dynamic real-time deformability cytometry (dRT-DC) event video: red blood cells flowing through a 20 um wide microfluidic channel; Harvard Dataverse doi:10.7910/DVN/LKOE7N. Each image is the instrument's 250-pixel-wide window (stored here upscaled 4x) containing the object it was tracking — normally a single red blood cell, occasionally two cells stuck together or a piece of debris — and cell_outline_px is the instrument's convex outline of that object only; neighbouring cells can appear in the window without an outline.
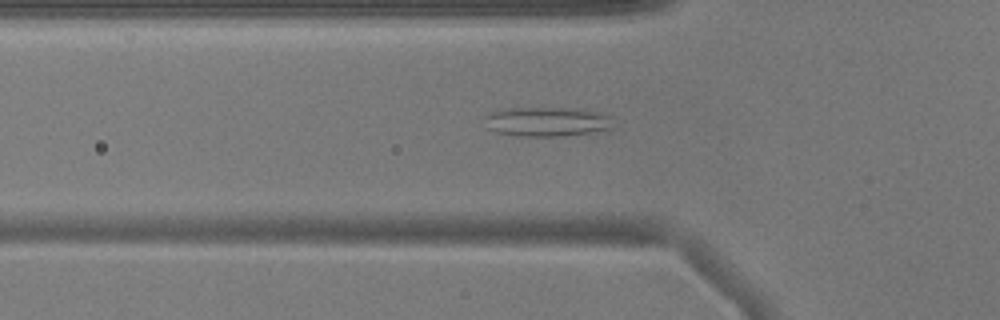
{"species": "common noctule bat (a hibernating species)", "species_latin": "Nyctalus noctula", "temperature_condition": "warm", "stored_images_in_passage": 33, "camera_frame_rate_fps": 3000, "um_per_image_px": 0.085, "animal": {"sex": "male", "body_mass_g": 17.9}, "frame": {"image": 1, "passage_image": 10, "time_ms": 3.0, "image_size_px": [1000, 320], "cell_outline_px": [[612, 128], [588, 132], [560, 136], [520, 136], [496, 132], [488, 128], [484, 116], [492, 112], [508, 108], [580, 108], [596, 112], [608, 116]], "centroid_in_image_um": [46.43, 10.33], "position_along_channel_um": 79.4, "area_um2": 21.62}, "authors_computed_cell_mechanics": {"area_um2": 16.9932, "velocity_mm_per_s": 3.8895, "shape_relaxation_time_tau1_ms": null, "shape_relaxation_time_tau2_ms": 2.9971, "deformation_change_tau1": null, "deformation_change_tau2": 0.1341}}